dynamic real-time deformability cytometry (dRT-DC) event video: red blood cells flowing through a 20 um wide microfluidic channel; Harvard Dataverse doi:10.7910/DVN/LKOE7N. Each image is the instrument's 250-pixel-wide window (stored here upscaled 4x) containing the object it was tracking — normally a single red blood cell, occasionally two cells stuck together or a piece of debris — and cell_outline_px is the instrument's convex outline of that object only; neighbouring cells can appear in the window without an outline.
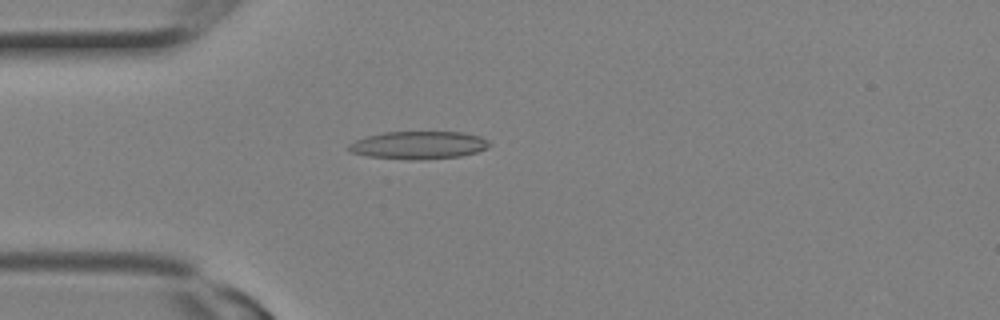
{"species": "Egyptian fruit bat (a non-hibernating species)", "species_latin": "Rousettus aegyptiacus", "temperature_condition": "room temperature", "stored_images_in_passage": 15, "camera_frame_rate_fps": 3000, "um_per_image_px": 0.085, "animal": {"sex": "female"}, "frame": {"image": 1, "passage_image": 5, "time_ms": 1.333, "image_size_px": [1000, 320], "cell_outline_px": [[492, 144], [488, 148], [476, 152], [460, 156], [408, 160], [368, 156], [348, 152], [348, 144], [364, 136], [384, 132], [464, 132], [480, 136], [488, 140]], "centroid_in_image_um": [35.56, 12.33], "position_along_channel_um": 49.4, "area_um2": 22.89}}
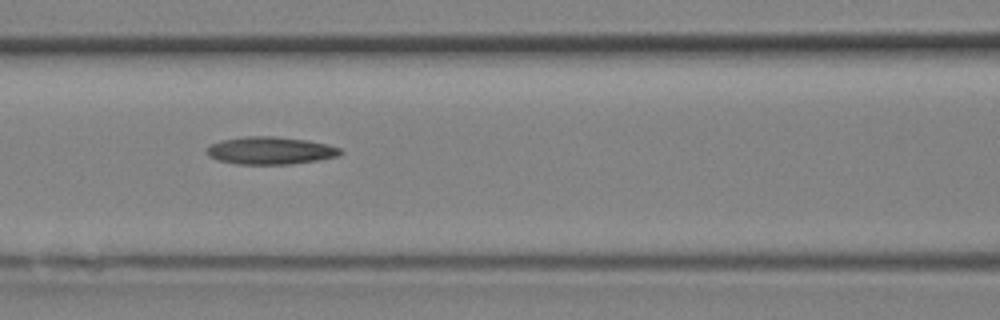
{"frame": {"image": 2, "passage_image": 9, "time_ms": 2.667, "image_size_px": [1000, 320], "cell_outline_px": [[344, 152], [340, 156], [292, 164], [236, 164], [216, 160], [208, 156], [208, 144], [220, 140], [244, 136], [272, 136], [308, 140], [328, 144], [340, 148]], "centroid_in_image_um": [22.97, 12.79], "position_along_channel_um": 143.6, "area_um2": 21.68}}
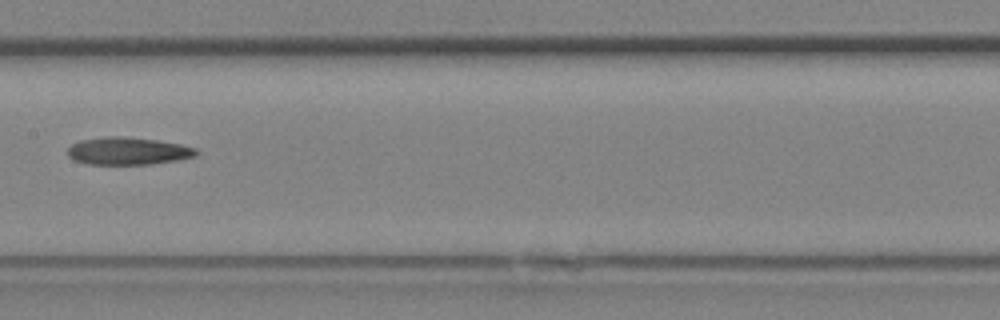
{"frame": {"image": 3, "passage_image": 11, "time_ms": 3.333, "image_size_px": [1000, 320], "cell_outline_px": [[200, 152], [196, 156], [176, 160], [152, 164], [88, 164], [72, 160], [68, 156], [68, 148], [72, 144], [80, 140], [104, 136], [116, 136], [156, 140], [180, 144], [196, 148]], "centroid_in_image_um": [10.86, 12.84], "position_along_channel_um": 196.5, "area_um2": 20.63}}